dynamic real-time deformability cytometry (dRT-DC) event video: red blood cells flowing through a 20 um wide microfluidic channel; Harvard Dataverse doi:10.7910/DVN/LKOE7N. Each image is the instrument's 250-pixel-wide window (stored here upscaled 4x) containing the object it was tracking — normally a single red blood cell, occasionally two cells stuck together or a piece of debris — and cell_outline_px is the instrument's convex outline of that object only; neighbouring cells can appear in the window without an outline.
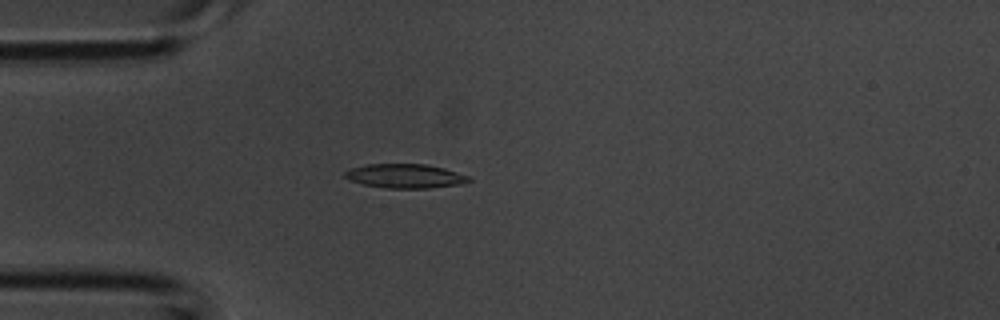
{"species": "common noctule bat (a hibernating species)", "species_latin": "Nyctalus noctula", "temperature_condition": "room temperature", "stored_images_in_passage": 4, "camera_frame_rate_fps": 3000, "um_per_image_px": 0.085, "animal": {"sex": "male", "body_mass_g": 20.1, "forearm_length_mm": 53.5}, "frame": {"image": 1, "passage_image": 4, "time_ms": 1.0, "image_size_px": [1000, 320], "cell_outline_px": [[472, 180], [460, 184], [428, 188], [384, 188], [364, 184], [348, 180], [344, 176], [344, 172], [352, 168], [368, 164], [428, 164], [444, 168], [468, 176]], "centroid_in_image_um": [34.42, 14.96], "position_along_channel_um": 50.6, "area_um2": 17.34}}